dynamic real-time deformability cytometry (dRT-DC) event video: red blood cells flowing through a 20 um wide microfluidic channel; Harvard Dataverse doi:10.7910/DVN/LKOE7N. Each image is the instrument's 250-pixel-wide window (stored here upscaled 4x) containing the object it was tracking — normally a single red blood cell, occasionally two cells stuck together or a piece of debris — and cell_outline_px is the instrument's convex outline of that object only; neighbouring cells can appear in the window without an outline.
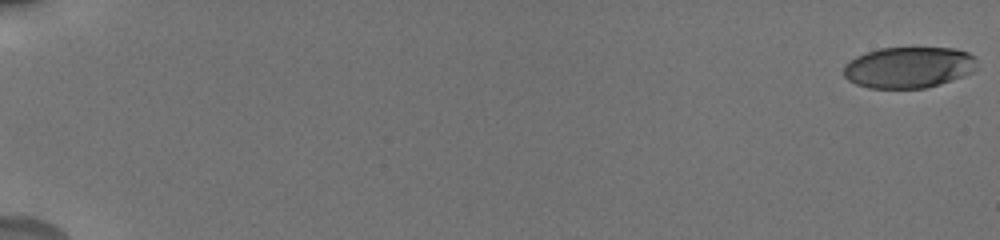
{"species": "human", "species_latin": "Homo sapiens", "temperature_condition": "cold", "stored_images_in_passage": 30, "camera_frame_rate_fps": 3000, "um_per_image_px": 0.085, "donor": {"sex": "male"}, "frame": {"image": 1, "passage_image": 1, "time_ms": 0.0, "image_size_px": [1000, 240], "cell_outline_px": [[976, 68], [972, 72], [964, 76], [940, 84], [924, 88], [868, 88], [856, 84], [848, 80], [844, 76], [844, 64], [856, 56], [880, 48], [956, 48], [968, 52], [976, 56]], "centroid_in_image_um": [77.26, 5.73], "position_along_channel_um": 7.7, "area_um2": 32.14}}
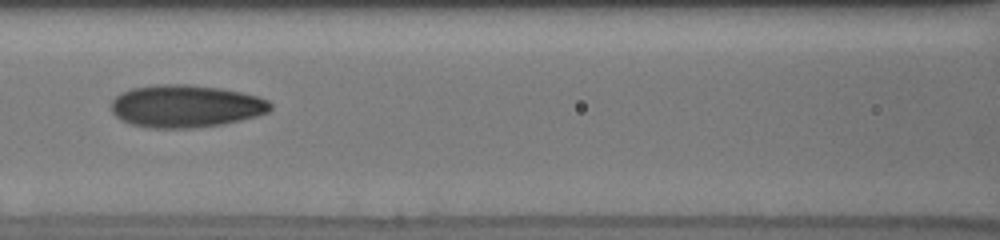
{"frame": {"image": 2, "passage_image": 24, "time_ms": 9.333, "image_size_px": [1000, 240], "cell_outline_px": [[272, 108], [268, 112], [256, 116], [224, 124], [192, 128], [152, 128], [132, 124], [116, 116], [112, 112], [112, 100], [120, 92], [132, 88], [156, 84], [188, 84], [220, 88], [240, 92], [256, 96], [268, 100], [272, 104]], "centroid_in_image_um": [15.79, 9.02], "position_along_channel_um": 150.8, "area_um2": 39.42}}
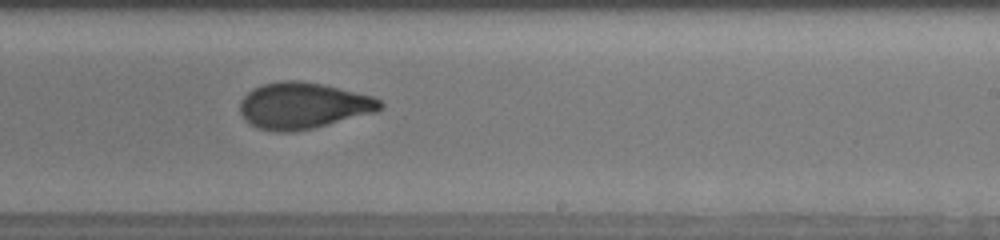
{"frame": {"image": 3, "passage_image": 29, "time_ms": 12.333, "image_size_px": [1000, 240], "cell_outline_px": [[384, 108], [376, 112], [312, 128], [292, 132], [276, 132], [256, 128], [244, 120], [240, 112], [240, 100], [252, 88], [260, 84], [284, 80], [296, 80], [320, 84], [372, 96], [380, 100], [384, 104]], "centroid_in_image_um": [25.73, 8.98], "position_along_channel_um": 263.3, "area_um2": 37.86}}